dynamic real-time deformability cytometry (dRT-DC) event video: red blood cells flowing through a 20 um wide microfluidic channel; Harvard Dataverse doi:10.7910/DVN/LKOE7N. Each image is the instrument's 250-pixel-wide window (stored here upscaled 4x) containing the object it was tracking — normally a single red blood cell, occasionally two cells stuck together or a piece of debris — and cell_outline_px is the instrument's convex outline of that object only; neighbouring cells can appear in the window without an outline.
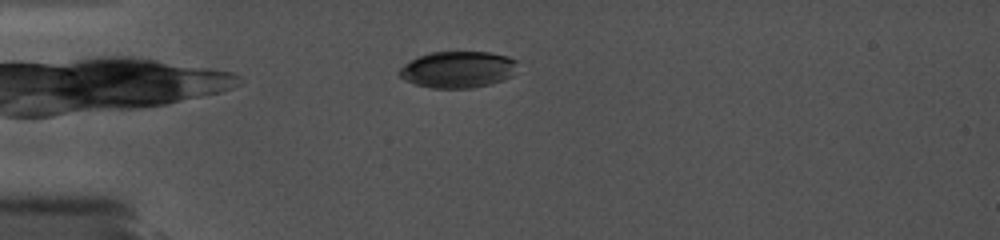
{"species": "common noctule bat (a hibernating species)", "species_latin": "Nyctalus noctula", "temperature_condition": "cold", "stored_images_in_passage": 15, "camera_frame_rate_fps": 5000, "um_per_image_px": 0.085, "animal": {"sex": "female", "body_mass_g": 19.0, "forearm_length_mm": 56.7}, "frame": {"image": 1, "passage_image": 4, "time_ms": 1.2, "image_size_px": [1000, 240], "cell_outline_px": [[520, 60], [512, 76], [504, 80], [472, 88], [432, 88], [416, 84], [404, 80], [396, 72], [404, 64], [428, 52], [488, 52], [508, 56]], "centroid_in_image_um": [38.95, 5.9], "position_along_channel_um": 46.1, "area_um2": 25.37}}
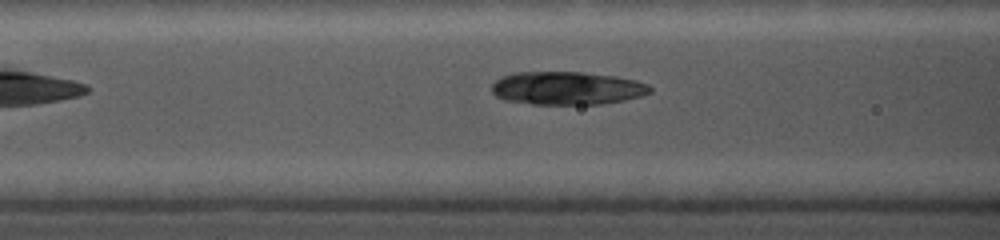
{"frame": {"image": 2, "passage_image": 11, "time_ms": 3.8, "image_size_px": [1000, 240], "cell_outline_px": [[652, 92], [640, 96], [624, 100], [600, 104], [532, 104], [504, 100], [496, 96], [492, 92], [492, 84], [500, 76], [512, 72], [584, 72], [616, 76], [636, 80], [648, 84], [652, 88]], "centroid_in_image_um": [48.18, 7.49], "position_along_channel_um": 118.4, "area_um2": 30.81}}
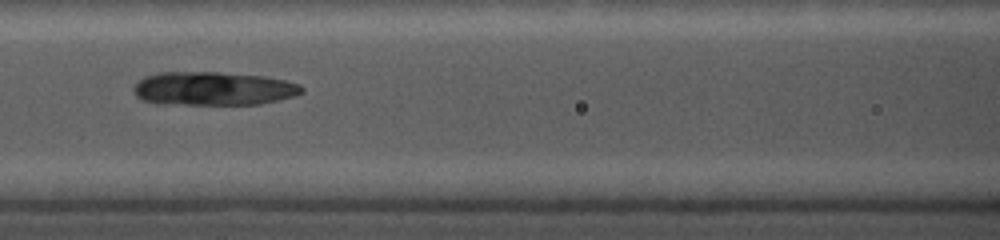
{"frame": {"image": 3, "passage_image": 13, "time_ms": 4.6, "image_size_px": [1000, 240], "cell_outline_px": [[304, 92], [296, 96], [260, 104], [156, 104], [144, 100], [136, 96], [132, 88], [144, 76], [160, 72], [220, 72], [264, 76], [284, 80], [300, 84], [304, 88]], "centroid_in_image_um": [18.14, 7.53], "position_along_channel_um": 148.5, "area_um2": 33.12}}